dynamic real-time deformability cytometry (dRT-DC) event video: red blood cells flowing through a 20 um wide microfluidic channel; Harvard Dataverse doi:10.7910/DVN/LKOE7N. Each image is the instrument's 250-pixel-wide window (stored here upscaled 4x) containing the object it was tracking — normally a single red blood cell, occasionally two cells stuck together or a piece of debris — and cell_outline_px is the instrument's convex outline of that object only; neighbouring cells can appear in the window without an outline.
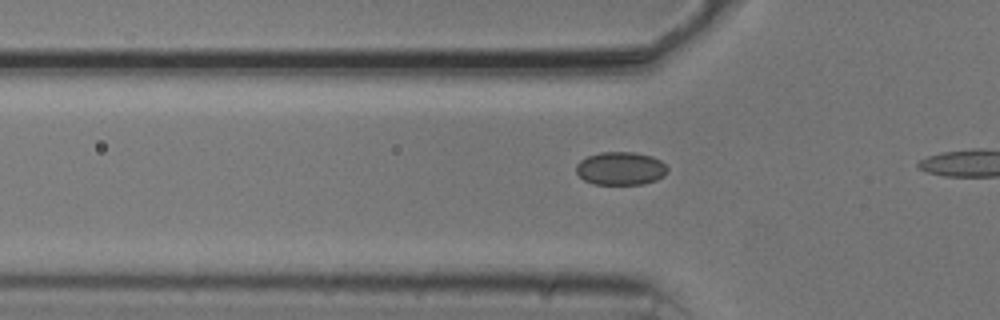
{"species": "common noctule bat (a hibernating species)", "species_latin": "Nyctalus noctula", "temperature_condition": "cold", "stored_images_in_passage": 3, "camera_frame_rate_fps": 3000, "um_per_image_px": 0.085, "animal": {"sex": "male", "body_mass_g": 20.5, "forearm_length_mm": 52.5}, "frame": {"image": 1, "passage_image": 2, "time_ms": 0.333, "image_size_px": [1000, 320], "cell_outline_px": [[668, 172], [664, 176], [656, 180], [644, 184], [592, 184], [584, 180], [576, 172], [576, 164], [580, 160], [588, 156], [600, 152], [632, 152], [652, 156], [660, 160], [668, 168]], "centroid_in_image_um": [52.75, 14.32], "position_along_channel_um": 73.0, "area_um2": 17.74}}